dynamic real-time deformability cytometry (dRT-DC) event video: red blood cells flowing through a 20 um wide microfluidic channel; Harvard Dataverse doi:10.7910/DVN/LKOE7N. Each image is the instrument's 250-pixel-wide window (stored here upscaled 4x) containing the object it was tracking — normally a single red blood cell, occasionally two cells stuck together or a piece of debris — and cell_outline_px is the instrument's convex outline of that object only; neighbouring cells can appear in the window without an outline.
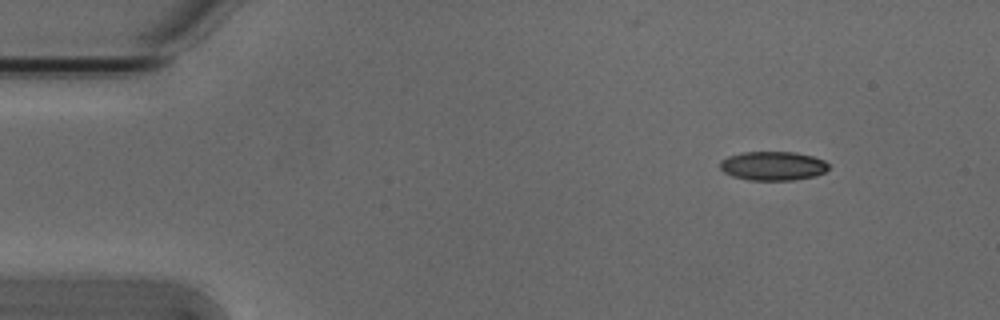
{"species": "Egyptian fruit bat (a non-hibernating species)", "species_latin": "Rousettus aegyptiacus", "temperature_condition": "cold", "stored_images_in_passage": 4, "camera_frame_rate_fps": 3000, "um_per_image_px": 0.085, "animal": {"sex": "male"}, "frame": {"image": 1, "passage_image": 1, "time_ms": 0.0, "image_size_px": [1000, 320], "cell_outline_px": [[828, 168], [824, 172], [816, 176], [792, 180], [748, 180], [732, 176], [724, 172], [720, 168], [720, 160], [728, 156], [744, 152], [796, 152], [812, 156], [824, 160], [828, 164]], "centroid_in_image_um": [65.69, 14.1], "position_along_channel_um": 19.3, "area_um2": 18.38}}
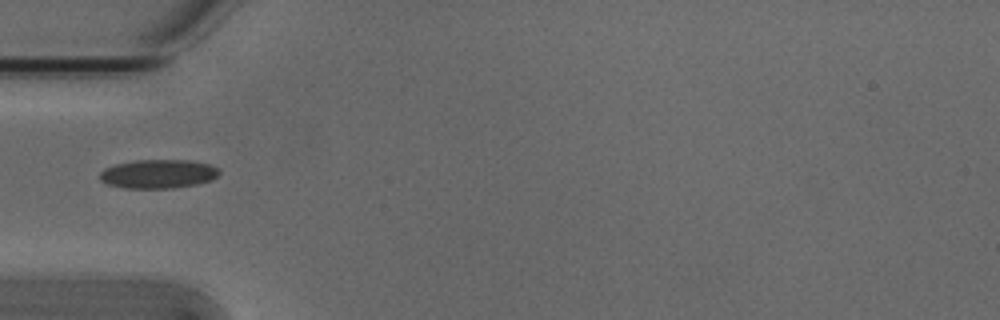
{"frame": {"image": 2, "passage_image": 4, "time_ms": 1.0, "image_size_px": [1000, 320], "cell_outline_px": [[220, 172], [212, 180], [196, 184], [172, 188], [124, 188], [108, 184], [100, 180], [100, 172], [104, 168], [116, 164], [132, 160], [188, 160], [212, 164], [220, 168]], "centroid_in_image_um": [13.46, 14.77], "position_along_channel_um": 71.5, "area_um2": 20.23}}